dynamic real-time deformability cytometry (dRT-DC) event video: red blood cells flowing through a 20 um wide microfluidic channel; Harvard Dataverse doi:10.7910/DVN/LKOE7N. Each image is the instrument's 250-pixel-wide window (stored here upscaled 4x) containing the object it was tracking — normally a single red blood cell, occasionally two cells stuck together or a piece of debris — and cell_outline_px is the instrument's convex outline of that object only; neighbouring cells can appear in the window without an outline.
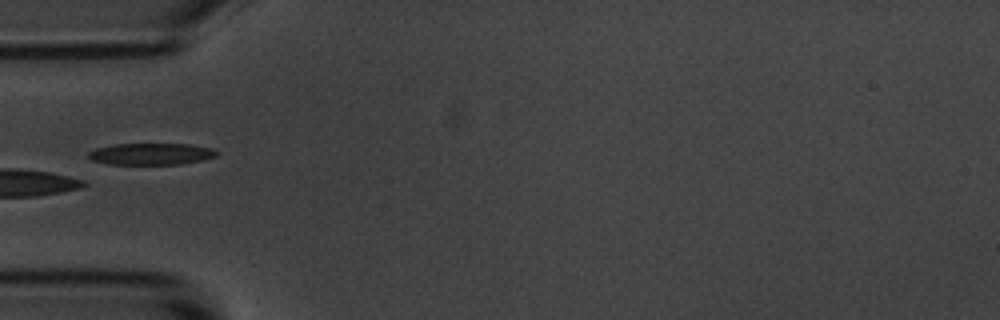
{"species": "common noctule bat (a hibernating species)", "species_latin": "Nyctalus noctula", "temperature_condition": "room temperature", "stored_images_in_passage": 8, "camera_frame_rate_fps": 3000, "um_per_image_px": 0.085, "animal": {"sex": "male", "body_mass_g": 20.1, "forearm_length_mm": 53.5}, "frame": {"image": 1, "passage_image": 5, "time_ms": 5.667, "image_size_px": [1000, 320], "cell_outline_px": [[216, 156], [204, 160], [180, 164], [108, 164], [92, 160], [88, 156], [88, 152], [96, 148], [116, 144], [188, 144], [212, 148], [216, 152]], "centroid_in_image_um": [12.84, 13.09], "position_along_channel_um": 72.2, "area_um2": 16.07}}
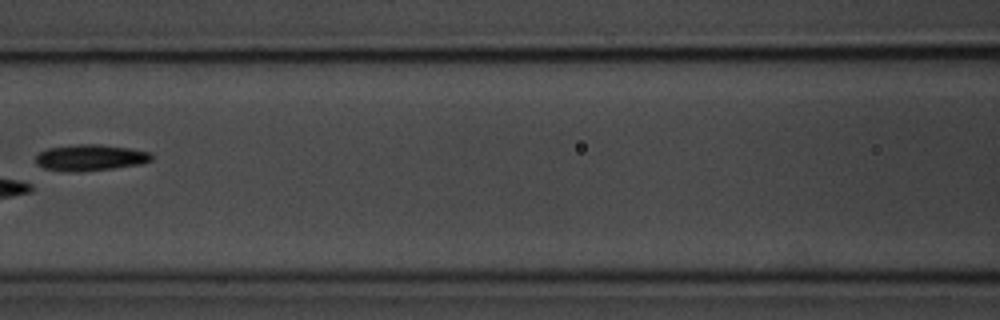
{"frame": {"image": 2, "passage_image": 7, "time_ms": 8.0, "image_size_px": [1000, 320], "cell_outline_px": [[152, 160], [140, 164], [112, 168], [80, 172], [68, 172], [44, 168], [36, 164], [36, 156], [40, 152], [48, 148], [76, 144], [100, 144], [128, 148], [152, 152]], "centroid_in_image_um": [7.67, 13.4], "position_along_channel_um": 158.9, "area_um2": 17.74}}
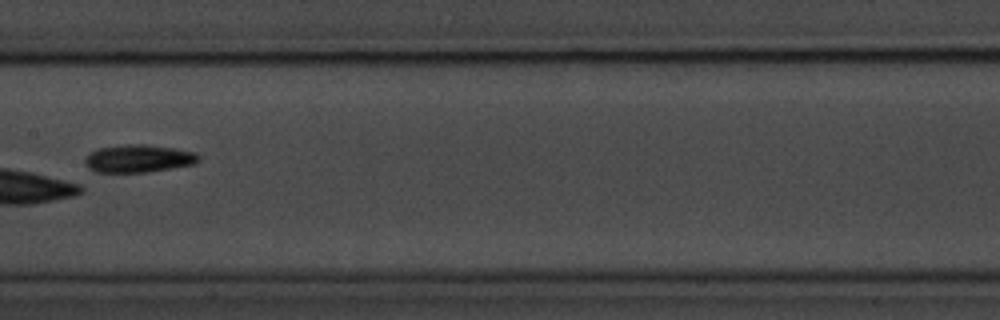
{"frame": {"image": 3, "passage_image": 8, "time_ms": 9.0, "image_size_px": [1000, 320], "cell_outline_px": [[200, 160], [192, 164], [144, 172], [96, 172], [88, 168], [84, 164], [84, 160], [88, 152], [96, 148], [128, 144], [144, 144], [172, 148], [196, 152], [200, 156]], "centroid_in_image_um": [11.7, 13.46], "position_along_channel_um": 195.7, "area_um2": 18.32}}